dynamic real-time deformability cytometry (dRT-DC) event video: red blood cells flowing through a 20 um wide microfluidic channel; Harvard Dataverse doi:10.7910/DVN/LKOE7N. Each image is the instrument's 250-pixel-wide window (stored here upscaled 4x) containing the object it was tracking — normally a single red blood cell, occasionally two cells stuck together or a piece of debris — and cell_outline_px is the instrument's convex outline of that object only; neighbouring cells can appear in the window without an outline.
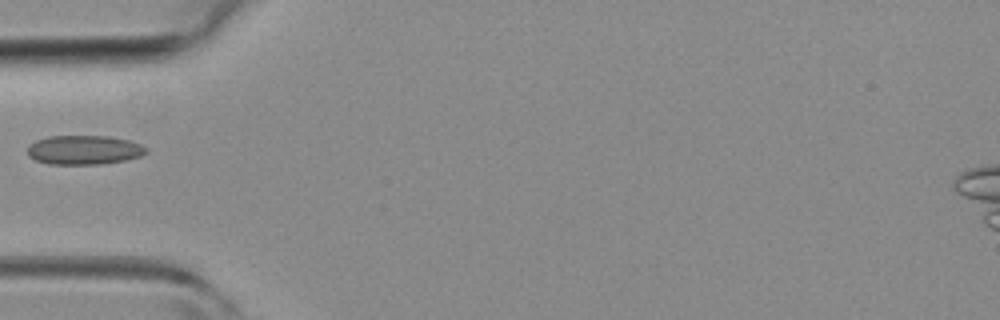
{"species": "common noctule bat (a hibernating species)", "species_latin": "Nyctalus noctula", "temperature_condition": "room temperature", "stored_images_in_passage": 4, "camera_frame_rate_fps": 3000, "um_per_image_px": 0.085, "animal": {"sex": "female", "body_mass_g": 19.3, "forearm_length_mm": 54.1}, "frame": {"image": 1, "passage_image": 4, "time_ms": 4.667, "image_size_px": [1000, 320], "cell_outline_px": [[148, 152], [140, 156], [124, 160], [100, 164], [48, 164], [36, 160], [28, 156], [28, 148], [36, 140], [48, 136], [108, 136], [128, 140], [140, 144], [148, 148]], "centroid_in_image_um": [7.15, 12.74], "position_along_channel_um": 77.8, "area_um2": 20.11}}